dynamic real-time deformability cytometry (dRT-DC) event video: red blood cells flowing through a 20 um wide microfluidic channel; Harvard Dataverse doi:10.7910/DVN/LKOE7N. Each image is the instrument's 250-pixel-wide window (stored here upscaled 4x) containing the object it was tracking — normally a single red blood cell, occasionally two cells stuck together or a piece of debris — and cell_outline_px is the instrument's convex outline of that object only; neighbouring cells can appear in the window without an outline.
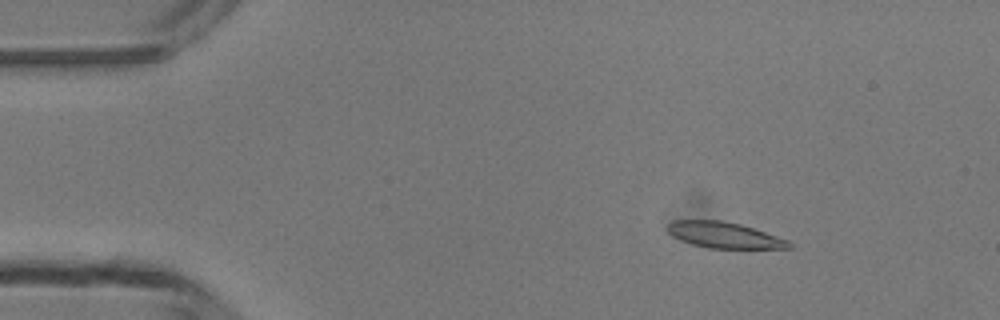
{"species": "common noctule bat (a hibernating species)", "species_latin": "Nyctalus noctula", "temperature_condition": "room temperature", "stored_images_in_passage": 3, "camera_frame_rate_fps": 3000, "um_per_image_px": 0.085, "animal": {"sex": "male", "body_mass_g": 13.3}, "frame": {"image": 1, "passage_image": 1, "time_ms": 0.0, "image_size_px": [1000, 320], "cell_outline_px": [[792, 248], [708, 248], [692, 244], [680, 240], [672, 236], [668, 232], [668, 224], [672, 220], [720, 220], [740, 224], [788, 240], [792, 244]], "centroid_in_image_um": [61.52, 19.98], "position_along_channel_um": 23.5, "area_um2": 18.21}}